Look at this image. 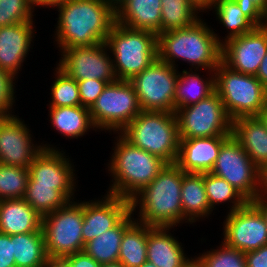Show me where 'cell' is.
Wrapping results in <instances>:
<instances>
[{
  "mask_svg": "<svg viewBox=\"0 0 267 267\" xmlns=\"http://www.w3.org/2000/svg\"><path fill=\"white\" fill-rule=\"evenodd\" d=\"M56 7L60 50L104 43L116 22L115 10L102 0H66Z\"/></svg>",
  "mask_w": 267,
  "mask_h": 267,
  "instance_id": "1",
  "label": "cell"
},
{
  "mask_svg": "<svg viewBox=\"0 0 267 267\" xmlns=\"http://www.w3.org/2000/svg\"><path fill=\"white\" fill-rule=\"evenodd\" d=\"M208 27L200 18L187 28L158 34V58L174 68L179 58L193 66L195 72L200 68L211 73L221 62L223 40Z\"/></svg>",
  "mask_w": 267,
  "mask_h": 267,
  "instance_id": "2",
  "label": "cell"
},
{
  "mask_svg": "<svg viewBox=\"0 0 267 267\" xmlns=\"http://www.w3.org/2000/svg\"><path fill=\"white\" fill-rule=\"evenodd\" d=\"M182 170L166 164L157 177L131 200V211L138 209V222L149 226L176 227L185 221L181 205ZM140 217V218H139Z\"/></svg>",
  "mask_w": 267,
  "mask_h": 267,
  "instance_id": "3",
  "label": "cell"
},
{
  "mask_svg": "<svg viewBox=\"0 0 267 267\" xmlns=\"http://www.w3.org/2000/svg\"><path fill=\"white\" fill-rule=\"evenodd\" d=\"M119 137V138H118ZM108 164L113 184L107 193L131 200L150 184L167 164L161 158L135 147L120 133Z\"/></svg>",
  "mask_w": 267,
  "mask_h": 267,
  "instance_id": "4",
  "label": "cell"
},
{
  "mask_svg": "<svg viewBox=\"0 0 267 267\" xmlns=\"http://www.w3.org/2000/svg\"><path fill=\"white\" fill-rule=\"evenodd\" d=\"M120 134L135 147L167 164L176 162L180 137L175 113L141 111Z\"/></svg>",
  "mask_w": 267,
  "mask_h": 267,
  "instance_id": "5",
  "label": "cell"
},
{
  "mask_svg": "<svg viewBox=\"0 0 267 267\" xmlns=\"http://www.w3.org/2000/svg\"><path fill=\"white\" fill-rule=\"evenodd\" d=\"M105 44L113 54V70L117 80L130 81L158 58L157 34L131 29L117 22Z\"/></svg>",
  "mask_w": 267,
  "mask_h": 267,
  "instance_id": "6",
  "label": "cell"
},
{
  "mask_svg": "<svg viewBox=\"0 0 267 267\" xmlns=\"http://www.w3.org/2000/svg\"><path fill=\"white\" fill-rule=\"evenodd\" d=\"M214 72L215 91L232 121L259 115L267 104V89L256 76L234 71L222 61Z\"/></svg>",
  "mask_w": 267,
  "mask_h": 267,
  "instance_id": "7",
  "label": "cell"
},
{
  "mask_svg": "<svg viewBox=\"0 0 267 267\" xmlns=\"http://www.w3.org/2000/svg\"><path fill=\"white\" fill-rule=\"evenodd\" d=\"M83 217L84 201L74 200L42 217L47 255L65 257L83 251Z\"/></svg>",
  "mask_w": 267,
  "mask_h": 267,
  "instance_id": "8",
  "label": "cell"
},
{
  "mask_svg": "<svg viewBox=\"0 0 267 267\" xmlns=\"http://www.w3.org/2000/svg\"><path fill=\"white\" fill-rule=\"evenodd\" d=\"M137 94L130 81L107 84L89 109L96 129L120 133L140 112Z\"/></svg>",
  "mask_w": 267,
  "mask_h": 267,
  "instance_id": "9",
  "label": "cell"
},
{
  "mask_svg": "<svg viewBox=\"0 0 267 267\" xmlns=\"http://www.w3.org/2000/svg\"><path fill=\"white\" fill-rule=\"evenodd\" d=\"M180 139L231 136L232 120L225 111L218 93L176 112Z\"/></svg>",
  "mask_w": 267,
  "mask_h": 267,
  "instance_id": "10",
  "label": "cell"
},
{
  "mask_svg": "<svg viewBox=\"0 0 267 267\" xmlns=\"http://www.w3.org/2000/svg\"><path fill=\"white\" fill-rule=\"evenodd\" d=\"M177 68L157 58L130 80L142 111L175 113Z\"/></svg>",
  "mask_w": 267,
  "mask_h": 267,
  "instance_id": "11",
  "label": "cell"
},
{
  "mask_svg": "<svg viewBox=\"0 0 267 267\" xmlns=\"http://www.w3.org/2000/svg\"><path fill=\"white\" fill-rule=\"evenodd\" d=\"M210 173L229 182L248 202L258 195L259 167L233 135L222 144Z\"/></svg>",
  "mask_w": 267,
  "mask_h": 267,
  "instance_id": "12",
  "label": "cell"
},
{
  "mask_svg": "<svg viewBox=\"0 0 267 267\" xmlns=\"http://www.w3.org/2000/svg\"><path fill=\"white\" fill-rule=\"evenodd\" d=\"M107 48L104 42L94 46L61 49L57 67L76 81L98 79L113 83L117 79Z\"/></svg>",
  "mask_w": 267,
  "mask_h": 267,
  "instance_id": "13",
  "label": "cell"
},
{
  "mask_svg": "<svg viewBox=\"0 0 267 267\" xmlns=\"http://www.w3.org/2000/svg\"><path fill=\"white\" fill-rule=\"evenodd\" d=\"M223 230V242L243 253L267 245L265 219L251 202L229 212L223 224Z\"/></svg>",
  "mask_w": 267,
  "mask_h": 267,
  "instance_id": "14",
  "label": "cell"
},
{
  "mask_svg": "<svg viewBox=\"0 0 267 267\" xmlns=\"http://www.w3.org/2000/svg\"><path fill=\"white\" fill-rule=\"evenodd\" d=\"M43 144V149L34 157L28 171L29 177L37 185L56 186L69 200L74 199L75 171L65 152L57 150L50 144ZM63 152V153H62ZM73 197V198H72Z\"/></svg>",
  "mask_w": 267,
  "mask_h": 267,
  "instance_id": "15",
  "label": "cell"
},
{
  "mask_svg": "<svg viewBox=\"0 0 267 267\" xmlns=\"http://www.w3.org/2000/svg\"><path fill=\"white\" fill-rule=\"evenodd\" d=\"M266 53L267 32L256 27L249 33L223 41L221 61L234 71L256 76Z\"/></svg>",
  "mask_w": 267,
  "mask_h": 267,
  "instance_id": "16",
  "label": "cell"
},
{
  "mask_svg": "<svg viewBox=\"0 0 267 267\" xmlns=\"http://www.w3.org/2000/svg\"><path fill=\"white\" fill-rule=\"evenodd\" d=\"M24 121L18 116H7L0 124V163L29 168L34 157L43 149L34 145Z\"/></svg>",
  "mask_w": 267,
  "mask_h": 267,
  "instance_id": "17",
  "label": "cell"
},
{
  "mask_svg": "<svg viewBox=\"0 0 267 267\" xmlns=\"http://www.w3.org/2000/svg\"><path fill=\"white\" fill-rule=\"evenodd\" d=\"M103 198L84 202L82 226L84 244L116 227L131 212L130 200L109 193Z\"/></svg>",
  "mask_w": 267,
  "mask_h": 267,
  "instance_id": "18",
  "label": "cell"
},
{
  "mask_svg": "<svg viewBox=\"0 0 267 267\" xmlns=\"http://www.w3.org/2000/svg\"><path fill=\"white\" fill-rule=\"evenodd\" d=\"M230 136L180 139L175 164L184 173H209L219 155L222 144Z\"/></svg>",
  "mask_w": 267,
  "mask_h": 267,
  "instance_id": "19",
  "label": "cell"
},
{
  "mask_svg": "<svg viewBox=\"0 0 267 267\" xmlns=\"http://www.w3.org/2000/svg\"><path fill=\"white\" fill-rule=\"evenodd\" d=\"M34 22L0 27V69L18 75L34 37ZM17 74V75H16Z\"/></svg>",
  "mask_w": 267,
  "mask_h": 267,
  "instance_id": "20",
  "label": "cell"
},
{
  "mask_svg": "<svg viewBox=\"0 0 267 267\" xmlns=\"http://www.w3.org/2000/svg\"><path fill=\"white\" fill-rule=\"evenodd\" d=\"M172 228L153 226L148 231L147 260L156 267H185L191 260L186 257L182 244L169 232Z\"/></svg>",
  "mask_w": 267,
  "mask_h": 267,
  "instance_id": "21",
  "label": "cell"
},
{
  "mask_svg": "<svg viewBox=\"0 0 267 267\" xmlns=\"http://www.w3.org/2000/svg\"><path fill=\"white\" fill-rule=\"evenodd\" d=\"M115 13L123 26L161 33V0H125Z\"/></svg>",
  "mask_w": 267,
  "mask_h": 267,
  "instance_id": "22",
  "label": "cell"
},
{
  "mask_svg": "<svg viewBox=\"0 0 267 267\" xmlns=\"http://www.w3.org/2000/svg\"><path fill=\"white\" fill-rule=\"evenodd\" d=\"M232 135L259 168L267 162V128L258 116L234 119Z\"/></svg>",
  "mask_w": 267,
  "mask_h": 267,
  "instance_id": "23",
  "label": "cell"
},
{
  "mask_svg": "<svg viewBox=\"0 0 267 267\" xmlns=\"http://www.w3.org/2000/svg\"><path fill=\"white\" fill-rule=\"evenodd\" d=\"M40 216L23 198L0 201V232L7 235L41 230Z\"/></svg>",
  "mask_w": 267,
  "mask_h": 267,
  "instance_id": "24",
  "label": "cell"
},
{
  "mask_svg": "<svg viewBox=\"0 0 267 267\" xmlns=\"http://www.w3.org/2000/svg\"><path fill=\"white\" fill-rule=\"evenodd\" d=\"M181 205L185 223L192 224L212 213L205 191L204 173L182 171Z\"/></svg>",
  "mask_w": 267,
  "mask_h": 267,
  "instance_id": "25",
  "label": "cell"
},
{
  "mask_svg": "<svg viewBox=\"0 0 267 267\" xmlns=\"http://www.w3.org/2000/svg\"><path fill=\"white\" fill-rule=\"evenodd\" d=\"M132 214L131 211L116 227L87 242L83 251L100 264L118 262L122 236L135 221Z\"/></svg>",
  "mask_w": 267,
  "mask_h": 267,
  "instance_id": "26",
  "label": "cell"
},
{
  "mask_svg": "<svg viewBox=\"0 0 267 267\" xmlns=\"http://www.w3.org/2000/svg\"><path fill=\"white\" fill-rule=\"evenodd\" d=\"M49 108V121H51L53 128L65 137L77 139L84 136L90 128L96 131L89 109L84 106Z\"/></svg>",
  "mask_w": 267,
  "mask_h": 267,
  "instance_id": "27",
  "label": "cell"
},
{
  "mask_svg": "<svg viewBox=\"0 0 267 267\" xmlns=\"http://www.w3.org/2000/svg\"><path fill=\"white\" fill-rule=\"evenodd\" d=\"M213 73L215 72L210 73L212 74L210 79L204 80L198 73L193 72L192 68L189 71L179 72L175 92V112L207 98L215 91V74Z\"/></svg>",
  "mask_w": 267,
  "mask_h": 267,
  "instance_id": "28",
  "label": "cell"
},
{
  "mask_svg": "<svg viewBox=\"0 0 267 267\" xmlns=\"http://www.w3.org/2000/svg\"><path fill=\"white\" fill-rule=\"evenodd\" d=\"M152 227L135 219L125 230L118 259L125 267H141L147 261V234Z\"/></svg>",
  "mask_w": 267,
  "mask_h": 267,
  "instance_id": "29",
  "label": "cell"
},
{
  "mask_svg": "<svg viewBox=\"0 0 267 267\" xmlns=\"http://www.w3.org/2000/svg\"><path fill=\"white\" fill-rule=\"evenodd\" d=\"M13 253L16 267H41L48 256L42 229L13 235Z\"/></svg>",
  "mask_w": 267,
  "mask_h": 267,
  "instance_id": "30",
  "label": "cell"
},
{
  "mask_svg": "<svg viewBox=\"0 0 267 267\" xmlns=\"http://www.w3.org/2000/svg\"><path fill=\"white\" fill-rule=\"evenodd\" d=\"M23 199L42 217L70 201L56 186L37 185L30 177Z\"/></svg>",
  "mask_w": 267,
  "mask_h": 267,
  "instance_id": "31",
  "label": "cell"
},
{
  "mask_svg": "<svg viewBox=\"0 0 267 267\" xmlns=\"http://www.w3.org/2000/svg\"><path fill=\"white\" fill-rule=\"evenodd\" d=\"M198 13L188 0H161V33L193 25Z\"/></svg>",
  "mask_w": 267,
  "mask_h": 267,
  "instance_id": "32",
  "label": "cell"
},
{
  "mask_svg": "<svg viewBox=\"0 0 267 267\" xmlns=\"http://www.w3.org/2000/svg\"><path fill=\"white\" fill-rule=\"evenodd\" d=\"M220 23L226 27L228 35L224 39L244 35L251 32L256 26L243 14L235 0H215L212 6Z\"/></svg>",
  "mask_w": 267,
  "mask_h": 267,
  "instance_id": "33",
  "label": "cell"
},
{
  "mask_svg": "<svg viewBox=\"0 0 267 267\" xmlns=\"http://www.w3.org/2000/svg\"><path fill=\"white\" fill-rule=\"evenodd\" d=\"M204 185L211 210L225 202H230L229 212L243 207L248 201L225 179L212 173H204ZM233 200V201H232Z\"/></svg>",
  "mask_w": 267,
  "mask_h": 267,
  "instance_id": "34",
  "label": "cell"
},
{
  "mask_svg": "<svg viewBox=\"0 0 267 267\" xmlns=\"http://www.w3.org/2000/svg\"><path fill=\"white\" fill-rule=\"evenodd\" d=\"M28 179V168L0 163V201L23 198Z\"/></svg>",
  "mask_w": 267,
  "mask_h": 267,
  "instance_id": "35",
  "label": "cell"
},
{
  "mask_svg": "<svg viewBox=\"0 0 267 267\" xmlns=\"http://www.w3.org/2000/svg\"><path fill=\"white\" fill-rule=\"evenodd\" d=\"M55 80L51 85V102L49 107H71L81 105L78 84L61 69L56 67Z\"/></svg>",
  "mask_w": 267,
  "mask_h": 267,
  "instance_id": "36",
  "label": "cell"
},
{
  "mask_svg": "<svg viewBox=\"0 0 267 267\" xmlns=\"http://www.w3.org/2000/svg\"><path fill=\"white\" fill-rule=\"evenodd\" d=\"M197 258L205 267H246L245 253L227 246L223 241L217 249L204 252Z\"/></svg>",
  "mask_w": 267,
  "mask_h": 267,
  "instance_id": "37",
  "label": "cell"
},
{
  "mask_svg": "<svg viewBox=\"0 0 267 267\" xmlns=\"http://www.w3.org/2000/svg\"><path fill=\"white\" fill-rule=\"evenodd\" d=\"M31 0H0V27L22 22H33Z\"/></svg>",
  "mask_w": 267,
  "mask_h": 267,
  "instance_id": "38",
  "label": "cell"
},
{
  "mask_svg": "<svg viewBox=\"0 0 267 267\" xmlns=\"http://www.w3.org/2000/svg\"><path fill=\"white\" fill-rule=\"evenodd\" d=\"M16 77L6 70L0 69V114L13 116V104L15 102ZM11 111V112H10Z\"/></svg>",
  "mask_w": 267,
  "mask_h": 267,
  "instance_id": "39",
  "label": "cell"
},
{
  "mask_svg": "<svg viewBox=\"0 0 267 267\" xmlns=\"http://www.w3.org/2000/svg\"><path fill=\"white\" fill-rule=\"evenodd\" d=\"M77 84L80 93L81 106L90 109L108 83L106 81L93 79L77 81Z\"/></svg>",
  "mask_w": 267,
  "mask_h": 267,
  "instance_id": "40",
  "label": "cell"
},
{
  "mask_svg": "<svg viewBox=\"0 0 267 267\" xmlns=\"http://www.w3.org/2000/svg\"><path fill=\"white\" fill-rule=\"evenodd\" d=\"M243 14L256 26L262 27L267 0H235Z\"/></svg>",
  "mask_w": 267,
  "mask_h": 267,
  "instance_id": "41",
  "label": "cell"
},
{
  "mask_svg": "<svg viewBox=\"0 0 267 267\" xmlns=\"http://www.w3.org/2000/svg\"><path fill=\"white\" fill-rule=\"evenodd\" d=\"M0 267H16L13 253V235L0 232Z\"/></svg>",
  "mask_w": 267,
  "mask_h": 267,
  "instance_id": "42",
  "label": "cell"
},
{
  "mask_svg": "<svg viewBox=\"0 0 267 267\" xmlns=\"http://www.w3.org/2000/svg\"><path fill=\"white\" fill-rule=\"evenodd\" d=\"M246 267H267V245L245 253Z\"/></svg>",
  "mask_w": 267,
  "mask_h": 267,
  "instance_id": "43",
  "label": "cell"
},
{
  "mask_svg": "<svg viewBox=\"0 0 267 267\" xmlns=\"http://www.w3.org/2000/svg\"><path fill=\"white\" fill-rule=\"evenodd\" d=\"M70 263V267H101L102 264L96 262L90 255L84 251L76 252L65 256Z\"/></svg>",
  "mask_w": 267,
  "mask_h": 267,
  "instance_id": "44",
  "label": "cell"
},
{
  "mask_svg": "<svg viewBox=\"0 0 267 267\" xmlns=\"http://www.w3.org/2000/svg\"><path fill=\"white\" fill-rule=\"evenodd\" d=\"M257 197L267 198V162L259 168V186Z\"/></svg>",
  "mask_w": 267,
  "mask_h": 267,
  "instance_id": "45",
  "label": "cell"
},
{
  "mask_svg": "<svg viewBox=\"0 0 267 267\" xmlns=\"http://www.w3.org/2000/svg\"><path fill=\"white\" fill-rule=\"evenodd\" d=\"M41 267H70V263L66 257L48 255Z\"/></svg>",
  "mask_w": 267,
  "mask_h": 267,
  "instance_id": "46",
  "label": "cell"
},
{
  "mask_svg": "<svg viewBox=\"0 0 267 267\" xmlns=\"http://www.w3.org/2000/svg\"><path fill=\"white\" fill-rule=\"evenodd\" d=\"M256 77L267 89V53L259 66Z\"/></svg>",
  "mask_w": 267,
  "mask_h": 267,
  "instance_id": "47",
  "label": "cell"
},
{
  "mask_svg": "<svg viewBox=\"0 0 267 267\" xmlns=\"http://www.w3.org/2000/svg\"><path fill=\"white\" fill-rule=\"evenodd\" d=\"M251 203L260 211L267 225V198L256 197L251 201Z\"/></svg>",
  "mask_w": 267,
  "mask_h": 267,
  "instance_id": "48",
  "label": "cell"
},
{
  "mask_svg": "<svg viewBox=\"0 0 267 267\" xmlns=\"http://www.w3.org/2000/svg\"><path fill=\"white\" fill-rule=\"evenodd\" d=\"M188 1L199 12H204V10L207 12L208 9H212V6L215 3V0H188Z\"/></svg>",
  "mask_w": 267,
  "mask_h": 267,
  "instance_id": "49",
  "label": "cell"
},
{
  "mask_svg": "<svg viewBox=\"0 0 267 267\" xmlns=\"http://www.w3.org/2000/svg\"><path fill=\"white\" fill-rule=\"evenodd\" d=\"M65 1L66 0H31L33 7H35V6L40 7L41 6L44 8V6L45 7L47 6L46 8H48V7L50 8L52 6V9H53V7H56Z\"/></svg>",
  "mask_w": 267,
  "mask_h": 267,
  "instance_id": "50",
  "label": "cell"
},
{
  "mask_svg": "<svg viewBox=\"0 0 267 267\" xmlns=\"http://www.w3.org/2000/svg\"><path fill=\"white\" fill-rule=\"evenodd\" d=\"M102 1L111 6L116 11L125 0H102Z\"/></svg>",
  "mask_w": 267,
  "mask_h": 267,
  "instance_id": "51",
  "label": "cell"
},
{
  "mask_svg": "<svg viewBox=\"0 0 267 267\" xmlns=\"http://www.w3.org/2000/svg\"><path fill=\"white\" fill-rule=\"evenodd\" d=\"M185 267H205L202 262L194 257V258H191V260L185 265Z\"/></svg>",
  "mask_w": 267,
  "mask_h": 267,
  "instance_id": "52",
  "label": "cell"
},
{
  "mask_svg": "<svg viewBox=\"0 0 267 267\" xmlns=\"http://www.w3.org/2000/svg\"><path fill=\"white\" fill-rule=\"evenodd\" d=\"M258 117L260 120L265 124V127L267 128V104L265 107L260 111Z\"/></svg>",
  "mask_w": 267,
  "mask_h": 267,
  "instance_id": "53",
  "label": "cell"
},
{
  "mask_svg": "<svg viewBox=\"0 0 267 267\" xmlns=\"http://www.w3.org/2000/svg\"><path fill=\"white\" fill-rule=\"evenodd\" d=\"M101 267H125L121 262H114V263H104Z\"/></svg>",
  "mask_w": 267,
  "mask_h": 267,
  "instance_id": "54",
  "label": "cell"
},
{
  "mask_svg": "<svg viewBox=\"0 0 267 267\" xmlns=\"http://www.w3.org/2000/svg\"><path fill=\"white\" fill-rule=\"evenodd\" d=\"M262 28L267 32V9L266 12L264 13Z\"/></svg>",
  "mask_w": 267,
  "mask_h": 267,
  "instance_id": "55",
  "label": "cell"
},
{
  "mask_svg": "<svg viewBox=\"0 0 267 267\" xmlns=\"http://www.w3.org/2000/svg\"><path fill=\"white\" fill-rule=\"evenodd\" d=\"M141 267H156L153 263L149 262L148 260L141 265Z\"/></svg>",
  "mask_w": 267,
  "mask_h": 267,
  "instance_id": "56",
  "label": "cell"
},
{
  "mask_svg": "<svg viewBox=\"0 0 267 267\" xmlns=\"http://www.w3.org/2000/svg\"><path fill=\"white\" fill-rule=\"evenodd\" d=\"M7 116L0 114V124L2 123V121L6 118Z\"/></svg>",
  "mask_w": 267,
  "mask_h": 267,
  "instance_id": "57",
  "label": "cell"
}]
</instances>
